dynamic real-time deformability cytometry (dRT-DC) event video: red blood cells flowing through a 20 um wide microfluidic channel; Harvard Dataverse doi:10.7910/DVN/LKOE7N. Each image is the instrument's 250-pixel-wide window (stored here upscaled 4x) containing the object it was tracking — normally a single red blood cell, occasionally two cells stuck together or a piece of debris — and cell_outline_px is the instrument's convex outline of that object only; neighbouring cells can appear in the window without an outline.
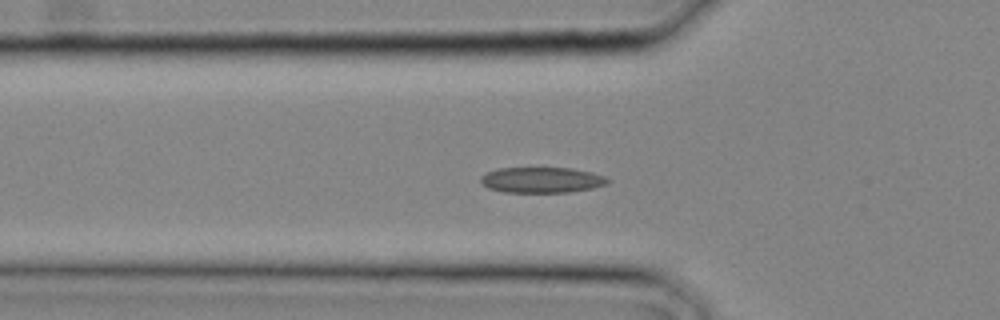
{"species": "common noctule bat (a hibernating species)", "species_latin": "Nyctalus noctula", "temperature_condition": "cold", "stored_images_in_passage": 20, "camera_frame_rate_fps": 3000, "um_per_image_px": 0.085, "animal": {"sex": "male", "body_mass_g": 20.4}, "frame": {"image": 1, "passage_image": 2, "time_ms": 0.333, "image_size_px": [1000, 320], "cell_outline_px": [[612, 180], [604, 184], [592, 188], [572, 192], [504, 192], [488, 188], [480, 180], [480, 176], [488, 172], [500, 168], [572, 168], [592, 172], [604, 176]], "centroid_in_image_um": [46.06, 15.3], "position_along_channel_um": 79.7, "area_um2": 18.9}}
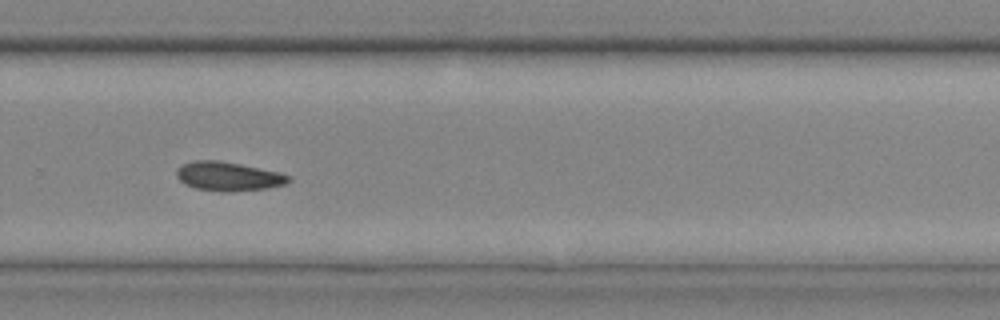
{"frame": {"image": 2, "passage_image": 12, "time_ms": 3.667, "image_size_px": [1000, 320], "cell_outline_px": [[292, 180], [288, 184], [264, 188], [196, 188], [184, 184], [176, 176], [176, 168], [192, 160], [220, 160], [280, 172], [292, 176]], "centroid_in_image_um": [19.42, 14.92], "position_along_channel_um": 310.4, "area_um2": 18.03}}
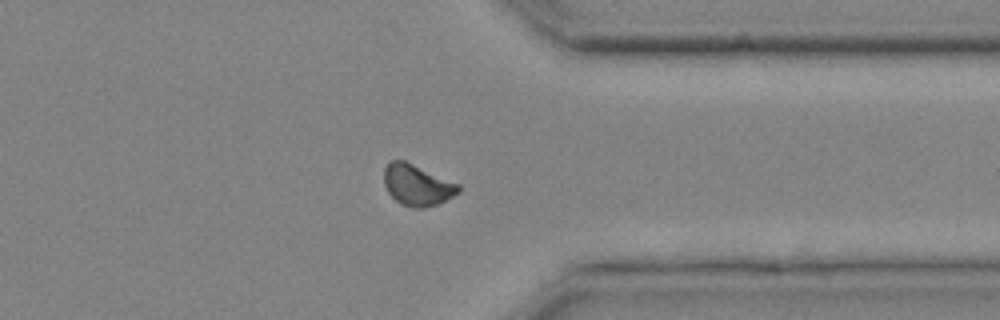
{"frame": {"image": 3, "passage_image": 15, "time_ms": 4.667, "image_size_px": [1000, 320], "cell_outline_px": [[460, 192], [436, 204], [424, 208], [416, 208], [400, 204], [388, 192], [384, 184], [384, 168], [392, 160], [404, 160], [460, 184]], "centroid_in_image_um": [35.45, 15.72], "position_along_channel_um": 375.9, "area_um2": 17.69}}